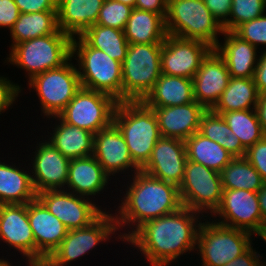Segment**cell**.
<instances>
[{"mask_svg":"<svg viewBox=\"0 0 266 266\" xmlns=\"http://www.w3.org/2000/svg\"><path fill=\"white\" fill-rule=\"evenodd\" d=\"M258 193V201L260 206V211L262 214L263 223L266 222V183L260 188Z\"/></svg>","mask_w":266,"mask_h":266,"instance_id":"cell-49","label":"cell"},{"mask_svg":"<svg viewBox=\"0 0 266 266\" xmlns=\"http://www.w3.org/2000/svg\"><path fill=\"white\" fill-rule=\"evenodd\" d=\"M37 92L45 116H58L81 89L77 67L68 61L61 67L37 74L29 81Z\"/></svg>","mask_w":266,"mask_h":266,"instance_id":"cell-9","label":"cell"},{"mask_svg":"<svg viewBox=\"0 0 266 266\" xmlns=\"http://www.w3.org/2000/svg\"><path fill=\"white\" fill-rule=\"evenodd\" d=\"M254 72L253 80L259 94L266 93V51L261 53Z\"/></svg>","mask_w":266,"mask_h":266,"instance_id":"cell-46","label":"cell"},{"mask_svg":"<svg viewBox=\"0 0 266 266\" xmlns=\"http://www.w3.org/2000/svg\"><path fill=\"white\" fill-rule=\"evenodd\" d=\"M206 222H201L197 237L202 266H224L252 246V233L214 221Z\"/></svg>","mask_w":266,"mask_h":266,"instance_id":"cell-8","label":"cell"},{"mask_svg":"<svg viewBox=\"0 0 266 266\" xmlns=\"http://www.w3.org/2000/svg\"><path fill=\"white\" fill-rule=\"evenodd\" d=\"M34 153L31 176L35 192L65 189L70 159L49 141L40 143Z\"/></svg>","mask_w":266,"mask_h":266,"instance_id":"cell-18","label":"cell"},{"mask_svg":"<svg viewBox=\"0 0 266 266\" xmlns=\"http://www.w3.org/2000/svg\"><path fill=\"white\" fill-rule=\"evenodd\" d=\"M113 123L121 131L133 161L142 168L161 138L154 110L142 101L118 102Z\"/></svg>","mask_w":266,"mask_h":266,"instance_id":"cell-3","label":"cell"},{"mask_svg":"<svg viewBox=\"0 0 266 266\" xmlns=\"http://www.w3.org/2000/svg\"><path fill=\"white\" fill-rule=\"evenodd\" d=\"M233 32L256 48L266 45V15L239 25Z\"/></svg>","mask_w":266,"mask_h":266,"instance_id":"cell-39","label":"cell"},{"mask_svg":"<svg viewBox=\"0 0 266 266\" xmlns=\"http://www.w3.org/2000/svg\"><path fill=\"white\" fill-rule=\"evenodd\" d=\"M256 235L260 236L266 242V222L262 223Z\"/></svg>","mask_w":266,"mask_h":266,"instance_id":"cell-51","label":"cell"},{"mask_svg":"<svg viewBox=\"0 0 266 266\" xmlns=\"http://www.w3.org/2000/svg\"><path fill=\"white\" fill-rule=\"evenodd\" d=\"M117 104L110 95L81 87L58 116L70 125L96 134L113 123Z\"/></svg>","mask_w":266,"mask_h":266,"instance_id":"cell-10","label":"cell"},{"mask_svg":"<svg viewBox=\"0 0 266 266\" xmlns=\"http://www.w3.org/2000/svg\"><path fill=\"white\" fill-rule=\"evenodd\" d=\"M187 159L209 169L222 172L234 156L219 143L202 135L199 131L185 140Z\"/></svg>","mask_w":266,"mask_h":266,"instance_id":"cell-30","label":"cell"},{"mask_svg":"<svg viewBox=\"0 0 266 266\" xmlns=\"http://www.w3.org/2000/svg\"><path fill=\"white\" fill-rule=\"evenodd\" d=\"M168 0H135V9L161 14L164 18L167 15Z\"/></svg>","mask_w":266,"mask_h":266,"instance_id":"cell-45","label":"cell"},{"mask_svg":"<svg viewBox=\"0 0 266 266\" xmlns=\"http://www.w3.org/2000/svg\"><path fill=\"white\" fill-rule=\"evenodd\" d=\"M158 120L161 137L186 140L199 131L200 120L206 109L197 101L169 107H149Z\"/></svg>","mask_w":266,"mask_h":266,"instance_id":"cell-22","label":"cell"},{"mask_svg":"<svg viewBox=\"0 0 266 266\" xmlns=\"http://www.w3.org/2000/svg\"><path fill=\"white\" fill-rule=\"evenodd\" d=\"M15 167L0 162V204H27L37 198L32 176Z\"/></svg>","mask_w":266,"mask_h":266,"instance_id":"cell-29","label":"cell"},{"mask_svg":"<svg viewBox=\"0 0 266 266\" xmlns=\"http://www.w3.org/2000/svg\"><path fill=\"white\" fill-rule=\"evenodd\" d=\"M212 50L213 47L201 40L167 35L162 43L161 73L193 79Z\"/></svg>","mask_w":266,"mask_h":266,"instance_id":"cell-13","label":"cell"},{"mask_svg":"<svg viewBox=\"0 0 266 266\" xmlns=\"http://www.w3.org/2000/svg\"><path fill=\"white\" fill-rule=\"evenodd\" d=\"M231 76L224 60L213 49L193 77L194 99L211 110L228 86Z\"/></svg>","mask_w":266,"mask_h":266,"instance_id":"cell-20","label":"cell"},{"mask_svg":"<svg viewBox=\"0 0 266 266\" xmlns=\"http://www.w3.org/2000/svg\"><path fill=\"white\" fill-rule=\"evenodd\" d=\"M5 261V266H12L10 265L11 263H9L7 260L4 259H0V262H4ZM29 266H50L49 263L44 260V261H30Z\"/></svg>","mask_w":266,"mask_h":266,"instance_id":"cell-50","label":"cell"},{"mask_svg":"<svg viewBox=\"0 0 266 266\" xmlns=\"http://www.w3.org/2000/svg\"><path fill=\"white\" fill-rule=\"evenodd\" d=\"M187 160L184 140L161 137L153 148L150 159L140 170L156 179L179 187Z\"/></svg>","mask_w":266,"mask_h":266,"instance_id":"cell-16","label":"cell"},{"mask_svg":"<svg viewBox=\"0 0 266 266\" xmlns=\"http://www.w3.org/2000/svg\"><path fill=\"white\" fill-rule=\"evenodd\" d=\"M19 9L14 0H0V28L11 30L19 18Z\"/></svg>","mask_w":266,"mask_h":266,"instance_id":"cell-43","label":"cell"},{"mask_svg":"<svg viewBox=\"0 0 266 266\" xmlns=\"http://www.w3.org/2000/svg\"><path fill=\"white\" fill-rule=\"evenodd\" d=\"M49 142L68 159L85 158L93 155L94 134L64 122L59 116Z\"/></svg>","mask_w":266,"mask_h":266,"instance_id":"cell-28","label":"cell"},{"mask_svg":"<svg viewBox=\"0 0 266 266\" xmlns=\"http://www.w3.org/2000/svg\"><path fill=\"white\" fill-rule=\"evenodd\" d=\"M93 156L109 176L124 169L134 168V173L141 169L133 161L125 139L114 123L94 134Z\"/></svg>","mask_w":266,"mask_h":266,"instance_id":"cell-21","label":"cell"},{"mask_svg":"<svg viewBox=\"0 0 266 266\" xmlns=\"http://www.w3.org/2000/svg\"><path fill=\"white\" fill-rule=\"evenodd\" d=\"M117 230L115 217L105 211L90 225L68 230L59 247L46 260L50 266H65L85 255ZM113 232V233H112Z\"/></svg>","mask_w":266,"mask_h":266,"instance_id":"cell-12","label":"cell"},{"mask_svg":"<svg viewBox=\"0 0 266 266\" xmlns=\"http://www.w3.org/2000/svg\"><path fill=\"white\" fill-rule=\"evenodd\" d=\"M20 90L19 85L13 84L7 78L0 77V114L5 112L13 104L21 92Z\"/></svg>","mask_w":266,"mask_h":266,"instance_id":"cell-41","label":"cell"},{"mask_svg":"<svg viewBox=\"0 0 266 266\" xmlns=\"http://www.w3.org/2000/svg\"><path fill=\"white\" fill-rule=\"evenodd\" d=\"M0 239L19 250L27 261H37V248L27 215V204H0Z\"/></svg>","mask_w":266,"mask_h":266,"instance_id":"cell-17","label":"cell"},{"mask_svg":"<svg viewBox=\"0 0 266 266\" xmlns=\"http://www.w3.org/2000/svg\"><path fill=\"white\" fill-rule=\"evenodd\" d=\"M80 37L90 47L102 50L113 60L124 62L129 46L124 30L94 24L87 28Z\"/></svg>","mask_w":266,"mask_h":266,"instance_id":"cell-33","label":"cell"},{"mask_svg":"<svg viewBox=\"0 0 266 266\" xmlns=\"http://www.w3.org/2000/svg\"><path fill=\"white\" fill-rule=\"evenodd\" d=\"M178 188L184 207L201 214L208 213L209 210L213 215L220 205L223 193L221 173L187 160L184 176Z\"/></svg>","mask_w":266,"mask_h":266,"instance_id":"cell-11","label":"cell"},{"mask_svg":"<svg viewBox=\"0 0 266 266\" xmlns=\"http://www.w3.org/2000/svg\"><path fill=\"white\" fill-rule=\"evenodd\" d=\"M108 179L109 175L93 155L70 160L66 185L72 193L84 197L96 195L105 188Z\"/></svg>","mask_w":266,"mask_h":266,"instance_id":"cell-25","label":"cell"},{"mask_svg":"<svg viewBox=\"0 0 266 266\" xmlns=\"http://www.w3.org/2000/svg\"><path fill=\"white\" fill-rule=\"evenodd\" d=\"M264 263H265V264H264ZM257 266H266V262H263V263H262V261H260V262L258 263Z\"/></svg>","mask_w":266,"mask_h":266,"instance_id":"cell-53","label":"cell"},{"mask_svg":"<svg viewBox=\"0 0 266 266\" xmlns=\"http://www.w3.org/2000/svg\"><path fill=\"white\" fill-rule=\"evenodd\" d=\"M57 11L20 13L10 30L12 46L27 40L54 34L58 30Z\"/></svg>","mask_w":266,"mask_h":266,"instance_id":"cell-32","label":"cell"},{"mask_svg":"<svg viewBox=\"0 0 266 266\" xmlns=\"http://www.w3.org/2000/svg\"><path fill=\"white\" fill-rule=\"evenodd\" d=\"M37 198L68 230L86 227L103 213L88 197L63 189L39 192Z\"/></svg>","mask_w":266,"mask_h":266,"instance_id":"cell-14","label":"cell"},{"mask_svg":"<svg viewBox=\"0 0 266 266\" xmlns=\"http://www.w3.org/2000/svg\"><path fill=\"white\" fill-rule=\"evenodd\" d=\"M256 111L258 114L259 122L263 133L266 136V93L259 94V100L256 106Z\"/></svg>","mask_w":266,"mask_h":266,"instance_id":"cell-48","label":"cell"},{"mask_svg":"<svg viewBox=\"0 0 266 266\" xmlns=\"http://www.w3.org/2000/svg\"><path fill=\"white\" fill-rule=\"evenodd\" d=\"M0 266H5V261L4 262H0Z\"/></svg>","mask_w":266,"mask_h":266,"instance_id":"cell-54","label":"cell"},{"mask_svg":"<svg viewBox=\"0 0 266 266\" xmlns=\"http://www.w3.org/2000/svg\"><path fill=\"white\" fill-rule=\"evenodd\" d=\"M204 3L221 25L229 19L232 0H204Z\"/></svg>","mask_w":266,"mask_h":266,"instance_id":"cell-44","label":"cell"},{"mask_svg":"<svg viewBox=\"0 0 266 266\" xmlns=\"http://www.w3.org/2000/svg\"><path fill=\"white\" fill-rule=\"evenodd\" d=\"M105 0H58V28L72 38L96 24ZM75 35V36H74Z\"/></svg>","mask_w":266,"mask_h":266,"instance_id":"cell-23","label":"cell"},{"mask_svg":"<svg viewBox=\"0 0 266 266\" xmlns=\"http://www.w3.org/2000/svg\"><path fill=\"white\" fill-rule=\"evenodd\" d=\"M194 101L193 79L164 74L142 100L147 107L179 106Z\"/></svg>","mask_w":266,"mask_h":266,"instance_id":"cell-26","label":"cell"},{"mask_svg":"<svg viewBox=\"0 0 266 266\" xmlns=\"http://www.w3.org/2000/svg\"><path fill=\"white\" fill-rule=\"evenodd\" d=\"M129 44H162L167 36L161 14L133 8L124 29Z\"/></svg>","mask_w":266,"mask_h":266,"instance_id":"cell-27","label":"cell"},{"mask_svg":"<svg viewBox=\"0 0 266 266\" xmlns=\"http://www.w3.org/2000/svg\"><path fill=\"white\" fill-rule=\"evenodd\" d=\"M213 214L224 219L217 223L253 234L263 223L258 193L243 189H223L220 205Z\"/></svg>","mask_w":266,"mask_h":266,"instance_id":"cell-15","label":"cell"},{"mask_svg":"<svg viewBox=\"0 0 266 266\" xmlns=\"http://www.w3.org/2000/svg\"><path fill=\"white\" fill-rule=\"evenodd\" d=\"M27 215L37 248V261L47 260L59 247L68 229L38 198L27 203Z\"/></svg>","mask_w":266,"mask_h":266,"instance_id":"cell-19","label":"cell"},{"mask_svg":"<svg viewBox=\"0 0 266 266\" xmlns=\"http://www.w3.org/2000/svg\"><path fill=\"white\" fill-rule=\"evenodd\" d=\"M115 1L131 6L132 8H134V5H135V0H115Z\"/></svg>","mask_w":266,"mask_h":266,"instance_id":"cell-52","label":"cell"},{"mask_svg":"<svg viewBox=\"0 0 266 266\" xmlns=\"http://www.w3.org/2000/svg\"><path fill=\"white\" fill-rule=\"evenodd\" d=\"M58 0H14L20 13L57 11Z\"/></svg>","mask_w":266,"mask_h":266,"instance_id":"cell-42","label":"cell"},{"mask_svg":"<svg viewBox=\"0 0 266 266\" xmlns=\"http://www.w3.org/2000/svg\"><path fill=\"white\" fill-rule=\"evenodd\" d=\"M199 132L212 141L219 143L234 157H244L246 149L236 134L231 132L221 114L212 109L206 110L200 120Z\"/></svg>","mask_w":266,"mask_h":266,"instance_id":"cell-34","label":"cell"},{"mask_svg":"<svg viewBox=\"0 0 266 266\" xmlns=\"http://www.w3.org/2000/svg\"><path fill=\"white\" fill-rule=\"evenodd\" d=\"M132 7L115 0H105L96 24L124 30Z\"/></svg>","mask_w":266,"mask_h":266,"instance_id":"cell-38","label":"cell"},{"mask_svg":"<svg viewBox=\"0 0 266 266\" xmlns=\"http://www.w3.org/2000/svg\"><path fill=\"white\" fill-rule=\"evenodd\" d=\"M162 44H129L122 63V102L142 101L161 73Z\"/></svg>","mask_w":266,"mask_h":266,"instance_id":"cell-7","label":"cell"},{"mask_svg":"<svg viewBox=\"0 0 266 266\" xmlns=\"http://www.w3.org/2000/svg\"><path fill=\"white\" fill-rule=\"evenodd\" d=\"M266 0H232L230 18L222 25L224 31H234L239 25L264 14Z\"/></svg>","mask_w":266,"mask_h":266,"instance_id":"cell-37","label":"cell"},{"mask_svg":"<svg viewBox=\"0 0 266 266\" xmlns=\"http://www.w3.org/2000/svg\"><path fill=\"white\" fill-rule=\"evenodd\" d=\"M198 213L183 206L145 222L126 242L137 246L151 266H167L183 253L197 249Z\"/></svg>","mask_w":266,"mask_h":266,"instance_id":"cell-1","label":"cell"},{"mask_svg":"<svg viewBox=\"0 0 266 266\" xmlns=\"http://www.w3.org/2000/svg\"><path fill=\"white\" fill-rule=\"evenodd\" d=\"M266 183V136L246 150L244 156Z\"/></svg>","mask_w":266,"mask_h":266,"instance_id":"cell-40","label":"cell"},{"mask_svg":"<svg viewBox=\"0 0 266 266\" xmlns=\"http://www.w3.org/2000/svg\"><path fill=\"white\" fill-rule=\"evenodd\" d=\"M259 92L253 78L231 77L219 101L212 109L215 113L256 109Z\"/></svg>","mask_w":266,"mask_h":266,"instance_id":"cell-31","label":"cell"},{"mask_svg":"<svg viewBox=\"0 0 266 266\" xmlns=\"http://www.w3.org/2000/svg\"><path fill=\"white\" fill-rule=\"evenodd\" d=\"M257 253L252 246L241 256H238L224 266H257L260 262L259 258L262 257Z\"/></svg>","mask_w":266,"mask_h":266,"instance_id":"cell-47","label":"cell"},{"mask_svg":"<svg viewBox=\"0 0 266 266\" xmlns=\"http://www.w3.org/2000/svg\"><path fill=\"white\" fill-rule=\"evenodd\" d=\"M223 189H243L258 192L264 185L259 172L245 157H234L221 172Z\"/></svg>","mask_w":266,"mask_h":266,"instance_id":"cell-35","label":"cell"},{"mask_svg":"<svg viewBox=\"0 0 266 266\" xmlns=\"http://www.w3.org/2000/svg\"><path fill=\"white\" fill-rule=\"evenodd\" d=\"M77 40L72 38L71 57L74 54L78 57L77 71L81 86L122 102V63L113 60L102 50L90 47L80 36Z\"/></svg>","mask_w":266,"mask_h":266,"instance_id":"cell-4","label":"cell"},{"mask_svg":"<svg viewBox=\"0 0 266 266\" xmlns=\"http://www.w3.org/2000/svg\"><path fill=\"white\" fill-rule=\"evenodd\" d=\"M223 35L224 44L218 43L213 49L224 60L230 76L253 78L258 63L257 48L233 31H224Z\"/></svg>","mask_w":266,"mask_h":266,"instance_id":"cell-24","label":"cell"},{"mask_svg":"<svg viewBox=\"0 0 266 266\" xmlns=\"http://www.w3.org/2000/svg\"><path fill=\"white\" fill-rule=\"evenodd\" d=\"M165 26L167 35L201 40L213 48L219 43L217 34L224 32L204 0H168Z\"/></svg>","mask_w":266,"mask_h":266,"instance_id":"cell-6","label":"cell"},{"mask_svg":"<svg viewBox=\"0 0 266 266\" xmlns=\"http://www.w3.org/2000/svg\"><path fill=\"white\" fill-rule=\"evenodd\" d=\"M218 114L222 115L223 119L230 127L231 132L237 135L246 150L265 136L256 109L230 111Z\"/></svg>","mask_w":266,"mask_h":266,"instance_id":"cell-36","label":"cell"},{"mask_svg":"<svg viewBox=\"0 0 266 266\" xmlns=\"http://www.w3.org/2000/svg\"><path fill=\"white\" fill-rule=\"evenodd\" d=\"M133 176V182L123 197L124 201L121 206H118L120 210L117 213L120 215H115L117 229L123 225L125 227L128 223L127 226H135L132 231L119 235L123 241L145 222L173 213L183 207L179 188L176 185L156 179L141 170L135 172Z\"/></svg>","mask_w":266,"mask_h":266,"instance_id":"cell-2","label":"cell"},{"mask_svg":"<svg viewBox=\"0 0 266 266\" xmlns=\"http://www.w3.org/2000/svg\"><path fill=\"white\" fill-rule=\"evenodd\" d=\"M71 45L72 37L58 29L54 34L13 45L6 59L26 70L30 80L37 74L72 61Z\"/></svg>","mask_w":266,"mask_h":266,"instance_id":"cell-5","label":"cell"}]
</instances>
